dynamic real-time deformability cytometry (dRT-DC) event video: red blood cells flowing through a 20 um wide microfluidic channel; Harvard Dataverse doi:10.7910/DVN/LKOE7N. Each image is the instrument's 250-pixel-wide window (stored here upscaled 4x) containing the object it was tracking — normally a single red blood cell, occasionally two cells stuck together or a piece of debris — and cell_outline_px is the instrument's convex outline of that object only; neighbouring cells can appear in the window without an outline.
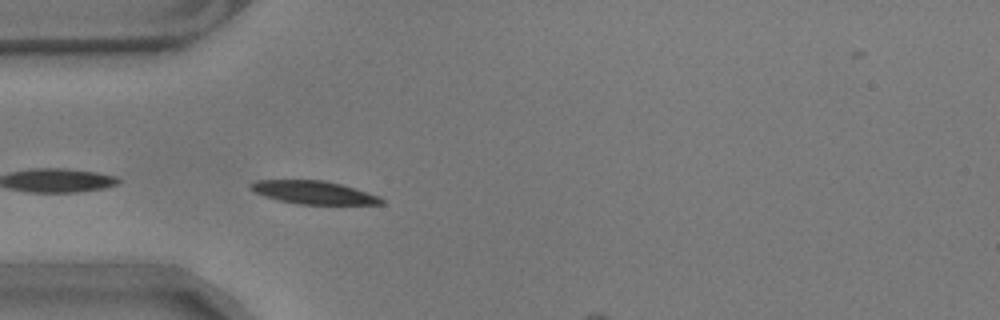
{"species": "common noctule bat (a hibernating species)", "species_latin": "Nyctalus noctula", "temperature_condition": "warm", "stored_images_in_passage": 5, "camera_frame_rate_fps": 3000, "um_per_image_px": 0.085, "animal": {"sex": "male", "body_mass_g": 17.9}, "frame": {"image": 1, "passage_image": 2, "time_ms": 0.333, "image_size_px": [1000, 320], "cell_outline_px": [[384, 204], [300, 204], [280, 200], [264, 196], [256, 192], [248, 184], [256, 180], [320, 180], [340, 184], [380, 196], [384, 200]], "centroid_in_image_um": [26.67, 16.36], "position_along_channel_um": 58.3, "area_um2": 17.28}}